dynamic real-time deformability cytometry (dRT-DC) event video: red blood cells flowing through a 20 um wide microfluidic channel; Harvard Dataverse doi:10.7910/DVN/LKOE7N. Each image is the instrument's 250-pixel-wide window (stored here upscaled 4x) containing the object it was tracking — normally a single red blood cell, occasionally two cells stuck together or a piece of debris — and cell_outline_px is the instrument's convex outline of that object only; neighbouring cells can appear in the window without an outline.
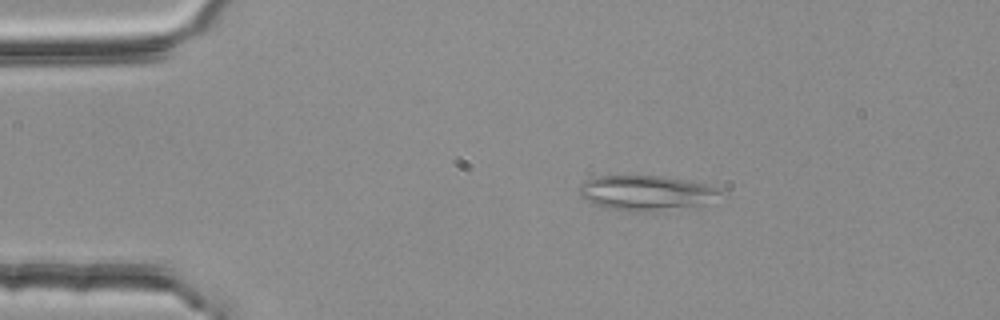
{"species": "common noctule bat (a hibernating species)", "species_latin": "Nyctalus noctula", "temperature_condition": "room temperature", "stored_images_in_passage": 48, "camera_frame_rate_fps": 3000, "um_per_image_px": 0.085, "animal": {"sex": "female", "body_mass_g": 25.1}, "frame": {"image": 1, "passage_image": 4, "time_ms": 1.0, "image_size_px": [1000, 320], "cell_outline_px": [[724, 192], [704, 204], [692, 208], [652, 212], [628, 212], [608, 208], [584, 200], [580, 196], [580, 184], [584, 180], [596, 176], [664, 176], [704, 184], [716, 188]], "centroid_in_image_um": [54.91, 16.42], "position_along_channel_um": 30.1, "area_um2": 29.07}}
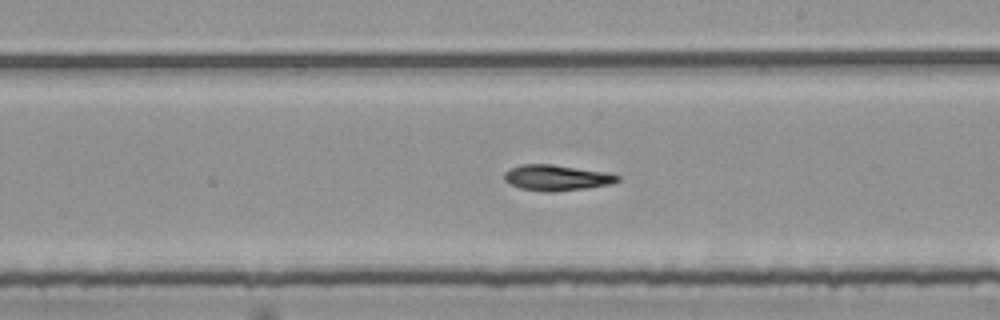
{"frame": {"image": 2, "passage_image": 25, "time_ms": 8.0, "image_size_px": [1000, 320], "cell_outline_px": [[620, 180], [608, 184], [588, 188], [556, 192], [544, 192], [520, 188], [504, 180], [504, 172], [520, 164], [552, 164], [608, 172], [620, 176]], "centroid_in_image_um": [47.32, 15.1], "position_along_channel_um": 241.7, "area_um2": 17.05}}
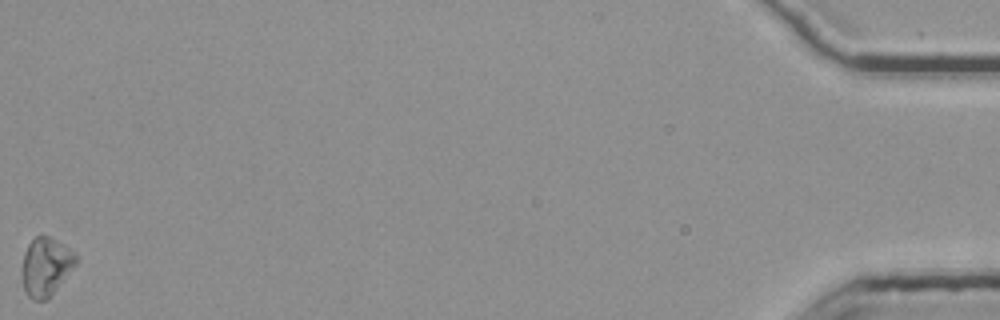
{"frame": {"image": 3, "passage_image": 48, "time_ms": 15.667, "image_size_px": [1000, 320], "cell_outline_px": [[80, 260], [48, 300], [32, 300], [24, 292], [20, 268], [24, 252], [28, 244], [36, 236], [48, 236], [64, 244]], "centroid_in_image_um": [3.88, 22.69], "position_along_channel_um": 431.3, "area_um2": 18.73}}